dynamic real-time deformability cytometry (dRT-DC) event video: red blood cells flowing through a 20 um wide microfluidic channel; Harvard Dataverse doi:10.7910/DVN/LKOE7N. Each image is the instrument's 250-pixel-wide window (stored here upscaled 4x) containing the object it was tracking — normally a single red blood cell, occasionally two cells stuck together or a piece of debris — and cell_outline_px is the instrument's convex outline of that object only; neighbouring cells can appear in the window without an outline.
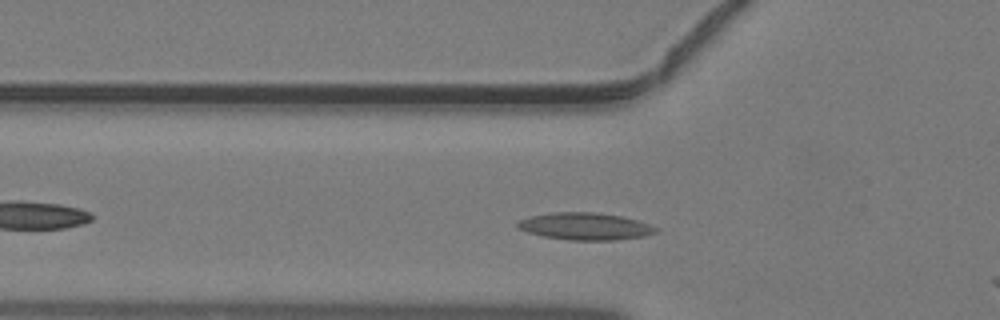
{"species": "common noctule bat (a hibernating species)", "species_latin": "Nyctalus noctula", "temperature_condition": "warm", "stored_images_in_passage": 30, "camera_frame_rate_fps": 3000, "um_per_image_px": 0.085, "animal": {"sex": "male", "body_mass_g": 19.2, "forearm_length_mm": 51.8}, "frame": {"image": 1, "passage_image": 5, "time_ms": 1.333, "image_size_px": [1000, 320], "cell_outline_px": [[656, 232], [644, 236], [616, 240], [568, 240], [544, 236], [528, 232], [516, 228], [516, 224], [520, 220], [532, 216], [552, 212], [596, 212], [620, 216], [636, 220], [648, 224], [656, 228]], "centroid_in_image_um": [49.71, 19.24], "position_along_channel_um": 76.1, "area_um2": 21.68}}
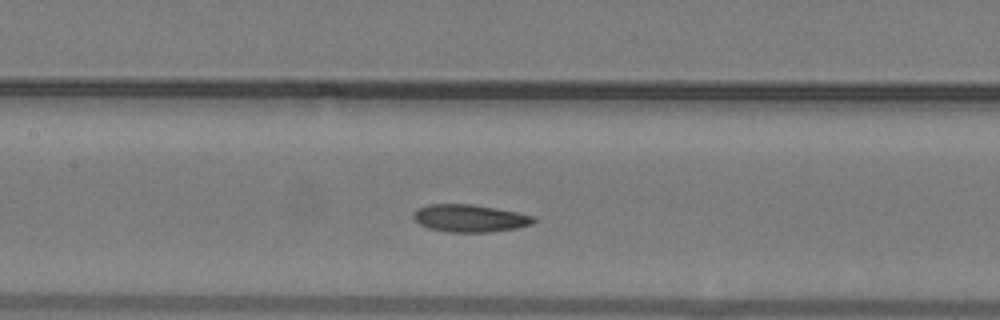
{"frame": {"image": 2, "passage_image": 11, "time_ms": 3.333, "image_size_px": [1000, 320], "cell_outline_px": [[536, 220], [532, 224], [516, 228], [488, 232], [448, 232], [428, 228], [420, 224], [412, 216], [416, 208], [428, 204], [472, 204], [496, 208], [536, 216]], "centroid_in_image_um": [39.93, 18.54], "position_along_channel_um": 167.5, "area_um2": 19.31}}
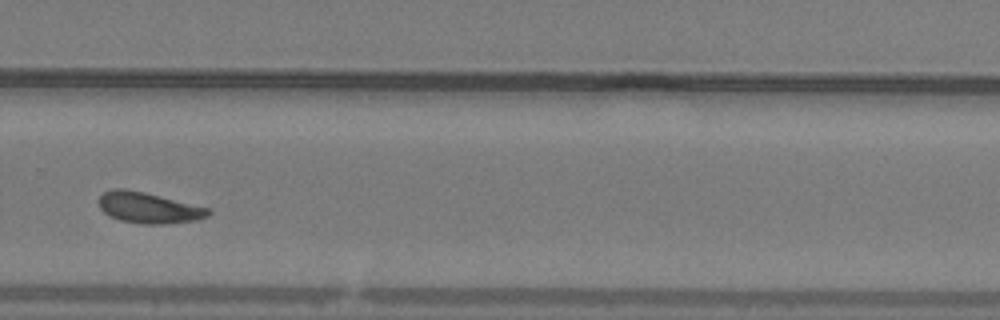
{"frame": {"image": 3, "passage_image": 21, "time_ms": 6.667, "image_size_px": [1000, 320], "cell_outline_px": [[212, 212], [208, 216], [196, 220], [168, 224], [144, 224], [120, 220], [108, 216], [100, 208], [100, 196], [104, 192], [112, 188], [124, 188], [144, 192], [212, 208]], "centroid_in_image_um": [12.67, 17.66], "position_along_channel_um": 317.1, "area_um2": 19.88}}